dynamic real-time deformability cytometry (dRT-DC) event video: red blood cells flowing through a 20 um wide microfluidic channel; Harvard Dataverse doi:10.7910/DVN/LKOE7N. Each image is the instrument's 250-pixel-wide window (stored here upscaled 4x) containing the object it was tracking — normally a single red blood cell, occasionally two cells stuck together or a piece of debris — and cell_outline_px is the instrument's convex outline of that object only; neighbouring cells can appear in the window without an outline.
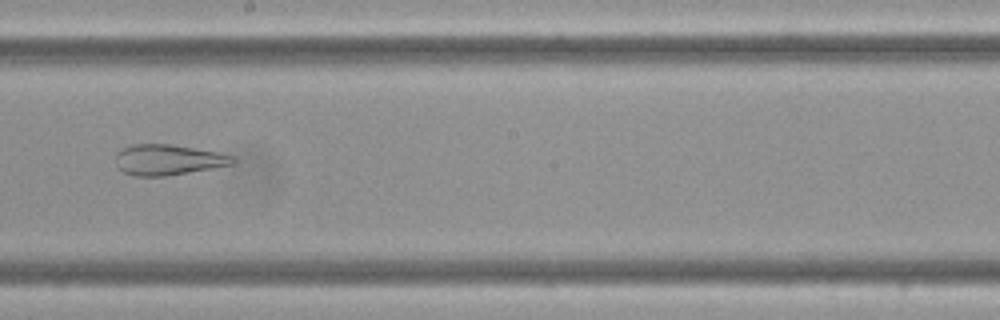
{"species": "Egyptian fruit bat (a non-hibernating species)", "species_latin": "Rousettus aegyptiacus", "temperature_condition": "cold", "stored_images_in_passage": 9, "camera_frame_rate_fps": 3000, "um_per_image_px": 0.085, "frame": {"image": 1, "passage_image": 8, "time_ms": 2.333, "image_size_px": [1000, 320], "cell_outline_px": [[236, 160], [232, 164], [168, 176], [132, 176], [124, 172], [116, 164], [116, 152], [120, 148], [132, 144], [172, 144], [220, 152], [232, 156]], "centroid_in_image_um": [14.25, 13.57], "position_along_channel_um": 233.9, "area_um2": 20.98}}